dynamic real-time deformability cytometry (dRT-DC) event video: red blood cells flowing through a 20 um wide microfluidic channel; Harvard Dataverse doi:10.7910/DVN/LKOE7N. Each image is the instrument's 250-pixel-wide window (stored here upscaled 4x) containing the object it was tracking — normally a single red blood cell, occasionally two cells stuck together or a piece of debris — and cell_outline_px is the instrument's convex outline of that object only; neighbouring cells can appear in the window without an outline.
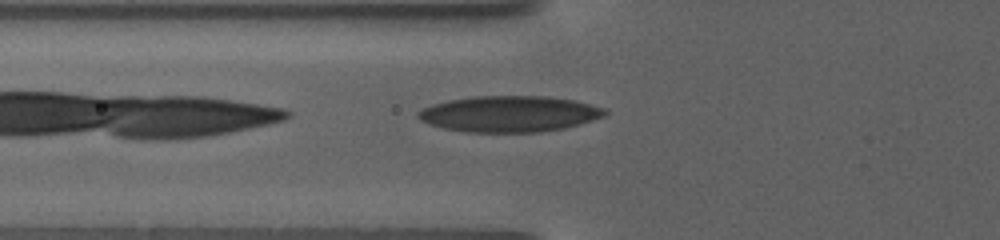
{"species": "human", "species_latin": "Homo sapiens", "temperature_condition": "warm", "stored_images_in_passage": 30, "camera_frame_rate_fps": 3000, "um_per_image_px": 0.085, "donor": {"sex": "female"}, "frame": {"image": 1, "passage_image": 30, "time_ms": 9.0, "image_size_px": [1000, 240], "cell_outline_px": [[608, 112], [604, 116], [580, 124], [564, 128], [540, 132], [464, 132], [444, 128], [428, 124], [420, 120], [416, 116], [416, 112], [432, 104], [448, 100], [472, 96], [548, 96], [576, 100], [608, 108]], "centroid_in_image_um": [43.31, 9.67], "position_along_channel_um": 82.5, "area_um2": 39.65}}